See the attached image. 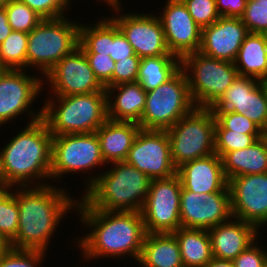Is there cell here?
I'll list each match as a JSON object with an SVG mask.
<instances>
[{
  "label": "cell",
  "instance_id": "6da1fadb",
  "mask_svg": "<svg viewBox=\"0 0 267 267\" xmlns=\"http://www.w3.org/2000/svg\"><path fill=\"white\" fill-rule=\"evenodd\" d=\"M75 211L81 217L80 223L92 229L75 242L82 250L85 263L126 255L138 262L147 234L141 212L103 211L92 208L83 198L78 199Z\"/></svg>",
  "mask_w": 267,
  "mask_h": 267
},
{
  "label": "cell",
  "instance_id": "7a4b0ae2",
  "mask_svg": "<svg viewBox=\"0 0 267 267\" xmlns=\"http://www.w3.org/2000/svg\"><path fill=\"white\" fill-rule=\"evenodd\" d=\"M32 187V188H31ZM63 187L53 185L16 186L19 226L10 242L14 249L46 252L60 220L76 208L77 200Z\"/></svg>",
  "mask_w": 267,
  "mask_h": 267
},
{
  "label": "cell",
  "instance_id": "3957f363",
  "mask_svg": "<svg viewBox=\"0 0 267 267\" xmlns=\"http://www.w3.org/2000/svg\"><path fill=\"white\" fill-rule=\"evenodd\" d=\"M52 137L41 118L0 148V177L5 187L50 184L45 181L51 180Z\"/></svg>",
  "mask_w": 267,
  "mask_h": 267
},
{
  "label": "cell",
  "instance_id": "277c9868",
  "mask_svg": "<svg viewBox=\"0 0 267 267\" xmlns=\"http://www.w3.org/2000/svg\"><path fill=\"white\" fill-rule=\"evenodd\" d=\"M110 166L106 172L84 178L88 181L82 198L92 208L103 211L140 212L151 179L125 161L110 163Z\"/></svg>",
  "mask_w": 267,
  "mask_h": 267
},
{
  "label": "cell",
  "instance_id": "5b68a950",
  "mask_svg": "<svg viewBox=\"0 0 267 267\" xmlns=\"http://www.w3.org/2000/svg\"><path fill=\"white\" fill-rule=\"evenodd\" d=\"M48 94L50 100L42 105V119L52 136L93 133L108 119L106 92L54 98Z\"/></svg>",
  "mask_w": 267,
  "mask_h": 267
},
{
  "label": "cell",
  "instance_id": "8992f818",
  "mask_svg": "<svg viewBox=\"0 0 267 267\" xmlns=\"http://www.w3.org/2000/svg\"><path fill=\"white\" fill-rule=\"evenodd\" d=\"M67 18L43 19L28 33L27 68L35 67L43 79L64 56L79 46L80 22Z\"/></svg>",
  "mask_w": 267,
  "mask_h": 267
},
{
  "label": "cell",
  "instance_id": "52a82bcc",
  "mask_svg": "<svg viewBox=\"0 0 267 267\" xmlns=\"http://www.w3.org/2000/svg\"><path fill=\"white\" fill-rule=\"evenodd\" d=\"M191 99L196 108H211L239 76L234 63L218 60L200 51L181 59Z\"/></svg>",
  "mask_w": 267,
  "mask_h": 267
},
{
  "label": "cell",
  "instance_id": "ba28073f",
  "mask_svg": "<svg viewBox=\"0 0 267 267\" xmlns=\"http://www.w3.org/2000/svg\"><path fill=\"white\" fill-rule=\"evenodd\" d=\"M194 108L187 76L180 68L168 81L146 91L145 107L138 124L144 130H167Z\"/></svg>",
  "mask_w": 267,
  "mask_h": 267
},
{
  "label": "cell",
  "instance_id": "9c48e42d",
  "mask_svg": "<svg viewBox=\"0 0 267 267\" xmlns=\"http://www.w3.org/2000/svg\"><path fill=\"white\" fill-rule=\"evenodd\" d=\"M215 124L216 118L210 108L195 107L166 130L176 168L215 153Z\"/></svg>",
  "mask_w": 267,
  "mask_h": 267
},
{
  "label": "cell",
  "instance_id": "30bf717a",
  "mask_svg": "<svg viewBox=\"0 0 267 267\" xmlns=\"http://www.w3.org/2000/svg\"><path fill=\"white\" fill-rule=\"evenodd\" d=\"M103 165L106 166L96 132L52 137L50 176L54 182L66 173H92L89 170Z\"/></svg>",
  "mask_w": 267,
  "mask_h": 267
},
{
  "label": "cell",
  "instance_id": "8fae6325",
  "mask_svg": "<svg viewBox=\"0 0 267 267\" xmlns=\"http://www.w3.org/2000/svg\"><path fill=\"white\" fill-rule=\"evenodd\" d=\"M182 183L178 174L152 179L141 212L146 233H174L181 227L180 195Z\"/></svg>",
  "mask_w": 267,
  "mask_h": 267
},
{
  "label": "cell",
  "instance_id": "7c38bea8",
  "mask_svg": "<svg viewBox=\"0 0 267 267\" xmlns=\"http://www.w3.org/2000/svg\"><path fill=\"white\" fill-rule=\"evenodd\" d=\"M26 71L5 70L0 75V127L27 112L29 123L42 118V107L38 112L30 107L44 89L45 80L38 75L30 76Z\"/></svg>",
  "mask_w": 267,
  "mask_h": 267
},
{
  "label": "cell",
  "instance_id": "4fadbf2b",
  "mask_svg": "<svg viewBox=\"0 0 267 267\" xmlns=\"http://www.w3.org/2000/svg\"><path fill=\"white\" fill-rule=\"evenodd\" d=\"M106 5L111 7L113 12L114 10L117 12L111 16V19L117 24L140 59L172 54L167 47L163 26L158 15L152 14V12L150 14H137L135 11L133 14L126 12L123 15L121 14L123 12V10L121 11L122 6Z\"/></svg>",
  "mask_w": 267,
  "mask_h": 267
},
{
  "label": "cell",
  "instance_id": "5bb4252c",
  "mask_svg": "<svg viewBox=\"0 0 267 267\" xmlns=\"http://www.w3.org/2000/svg\"><path fill=\"white\" fill-rule=\"evenodd\" d=\"M125 162L145 173L151 180L177 174L166 130L140 129Z\"/></svg>",
  "mask_w": 267,
  "mask_h": 267
},
{
  "label": "cell",
  "instance_id": "9a60e30c",
  "mask_svg": "<svg viewBox=\"0 0 267 267\" xmlns=\"http://www.w3.org/2000/svg\"><path fill=\"white\" fill-rule=\"evenodd\" d=\"M51 94L71 96L92 92H106L99 82L84 52L77 47L71 54L64 56L44 77Z\"/></svg>",
  "mask_w": 267,
  "mask_h": 267
},
{
  "label": "cell",
  "instance_id": "2e32d148",
  "mask_svg": "<svg viewBox=\"0 0 267 267\" xmlns=\"http://www.w3.org/2000/svg\"><path fill=\"white\" fill-rule=\"evenodd\" d=\"M233 218L230 192L196 193L183 186L180 195L181 227L209 230Z\"/></svg>",
  "mask_w": 267,
  "mask_h": 267
},
{
  "label": "cell",
  "instance_id": "e0dca14e",
  "mask_svg": "<svg viewBox=\"0 0 267 267\" xmlns=\"http://www.w3.org/2000/svg\"><path fill=\"white\" fill-rule=\"evenodd\" d=\"M233 218L267 226V173L233 177L228 181Z\"/></svg>",
  "mask_w": 267,
  "mask_h": 267
},
{
  "label": "cell",
  "instance_id": "ac0fdd59",
  "mask_svg": "<svg viewBox=\"0 0 267 267\" xmlns=\"http://www.w3.org/2000/svg\"><path fill=\"white\" fill-rule=\"evenodd\" d=\"M159 19L163 26L167 47L173 55L182 59L197 52L201 45L202 28L189 14L182 0H167Z\"/></svg>",
  "mask_w": 267,
  "mask_h": 267
},
{
  "label": "cell",
  "instance_id": "d6986e66",
  "mask_svg": "<svg viewBox=\"0 0 267 267\" xmlns=\"http://www.w3.org/2000/svg\"><path fill=\"white\" fill-rule=\"evenodd\" d=\"M249 31L240 18L220 17L202 28L199 51L207 56L234 63Z\"/></svg>",
  "mask_w": 267,
  "mask_h": 267
},
{
  "label": "cell",
  "instance_id": "ffe728a7",
  "mask_svg": "<svg viewBox=\"0 0 267 267\" xmlns=\"http://www.w3.org/2000/svg\"><path fill=\"white\" fill-rule=\"evenodd\" d=\"M182 186L196 193L230 192L222 158L216 153L183 163L177 168Z\"/></svg>",
  "mask_w": 267,
  "mask_h": 267
},
{
  "label": "cell",
  "instance_id": "44dd1931",
  "mask_svg": "<svg viewBox=\"0 0 267 267\" xmlns=\"http://www.w3.org/2000/svg\"><path fill=\"white\" fill-rule=\"evenodd\" d=\"M208 232L213 258L225 260H234L260 237V230L254 225L237 218L214 226Z\"/></svg>",
  "mask_w": 267,
  "mask_h": 267
},
{
  "label": "cell",
  "instance_id": "7402d4cb",
  "mask_svg": "<svg viewBox=\"0 0 267 267\" xmlns=\"http://www.w3.org/2000/svg\"><path fill=\"white\" fill-rule=\"evenodd\" d=\"M105 90L108 119L140 122L146 102V91L138 81L106 87ZM116 91L118 92L115 93Z\"/></svg>",
  "mask_w": 267,
  "mask_h": 267
},
{
  "label": "cell",
  "instance_id": "603a6c76",
  "mask_svg": "<svg viewBox=\"0 0 267 267\" xmlns=\"http://www.w3.org/2000/svg\"><path fill=\"white\" fill-rule=\"evenodd\" d=\"M141 127L136 122L107 119L96 130L106 165L125 161Z\"/></svg>",
  "mask_w": 267,
  "mask_h": 267
},
{
  "label": "cell",
  "instance_id": "cb8c5ba5",
  "mask_svg": "<svg viewBox=\"0 0 267 267\" xmlns=\"http://www.w3.org/2000/svg\"><path fill=\"white\" fill-rule=\"evenodd\" d=\"M222 163L228 181L237 176L267 173V134L245 149L226 153Z\"/></svg>",
  "mask_w": 267,
  "mask_h": 267
},
{
  "label": "cell",
  "instance_id": "d4e9b609",
  "mask_svg": "<svg viewBox=\"0 0 267 267\" xmlns=\"http://www.w3.org/2000/svg\"><path fill=\"white\" fill-rule=\"evenodd\" d=\"M137 263L141 267H183L176 237L172 233H147Z\"/></svg>",
  "mask_w": 267,
  "mask_h": 267
},
{
  "label": "cell",
  "instance_id": "484cf974",
  "mask_svg": "<svg viewBox=\"0 0 267 267\" xmlns=\"http://www.w3.org/2000/svg\"><path fill=\"white\" fill-rule=\"evenodd\" d=\"M234 66L239 76L267 80V46L263 34L249 33L246 36Z\"/></svg>",
  "mask_w": 267,
  "mask_h": 267
},
{
  "label": "cell",
  "instance_id": "4316f807",
  "mask_svg": "<svg viewBox=\"0 0 267 267\" xmlns=\"http://www.w3.org/2000/svg\"><path fill=\"white\" fill-rule=\"evenodd\" d=\"M172 234L178 241L183 267H205L213 259L208 230L180 227Z\"/></svg>",
  "mask_w": 267,
  "mask_h": 267
},
{
  "label": "cell",
  "instance_id": "83f0119b",
  "mask_svg": "<svg viewBox=\"0 0 267 267\" xmlns=\"http://www.w3.org/2000/svg\"><path fill=\"white\" fill-rule=\"evenodd\" d=\"M97 21L92 25L80 23L78 47L84 53L110 55L111 41L120 32V29L110 17L104 16L103 19Z\"/></svg>",
  "mask_w": 267,
  "mask_h": 267
},
{
  "label": "cell",
  "instance_id": "f1b7e54d",
  "mask_svg": "<svg viewBox=\"0 0 267 267\" xmlns=\"http://www.w3.org/2000/svg\"><path fill=\"white\" fill-rule=\"evenodd\" d=\"M181 68V59L173 54L140 60L137 81L145 91L159 87Z\"/></svg>",
  "mask_w": 267,
  "mask_h": 267
},
{
  "label": "cell",
  "instance_id": "f546056e",
  "mask_svg": "<svg viewBox=\"0 0 267 267\" xmlns=\"http://www.w3.org/2000/svg\"><path fill=\"white\" fill-rule=\"evenodd\" d=\"M260 82L255 78L238 76L210 109L213 112H236L249 119L250 93Z\"/></svg>",
  "mask_w": 267,
  "mask_h": 267
},
{
  "label": "cell",
  "instance_id": "4dcf8cb0",
  "mask_svg": "<svg viewBox=\"0 0 267 267\" xmlns=\"http://www.w3.org/2000/svg\"><path fill=\"white\" fill-rule=\"evenodd\" d=\"M28 34L11 31L0 44V63L5 70H27Z\"/></svg>",
  "mask_w": 267,
  "mask_h": 267
},
{
  "label": "cell",
  "instance_id": "1f68e13d",
  "mask_svg": "<svg viewBox=\"0 0 267 267\" xmlns=\"http://www.w3.org/2000/svg\"><path fill=\"white\" fill-rule=\"evenodd\" d=\"M13 188L0 191V234L9 242L15 238L19 226V206Z\"/></svg>",
  "mask_w": 267,
  "mask_h": 267
},
{
  "label": "cell",
  "instance_id": "d6a6232c",
  "mask_svg": "<svg viewBox=\"0 0 267 267\" xmlns=\"http://www.w3.org/2000/svg\"><path fill=\"white\" fill-rule=\"evenodd\" d=\"M12 31L30 33L43 18L20 0H10L5 6Z\"/></svg>",
  "mask_w": 267,
  "mask_h": 267
},
{
  "label": "cell",
  "instance_id": "836d02e7",
  "mask_svg": "<svg viewBox=\"0 0 267 267\" xmlns=\"http://www.w3.org/2000/svg\"><path fill=\"white\" fill-rule=\"evenodd\" d=\"M265 134H242L231 130H215V153L222 158L226 153L251 146Z\"/></svg>",
  "mask_w": 267,
  "mask_h": 267
},
{
  "label": "cell",
  "instance_id": "e575fe53",
  "mask_svg": "<svg viewBox=\"0 0 267 267\" xmlns=\"http://www.w3.org/2000/svg\"><path fill=\"white\" fill-rule=\"evenodd\" d=\"M216 118L215 130H231L242 134H265L254 122L243 114L232 111L213 112Z\"/></svg>",
  "mask_w": 267,
  "mask_h": 267
},
{
  "label": "cell",
  "instance_id": "d590c367",
  "mask_svg": "<svg viewBox=\"0 0 267 267\" xmlns=\"http://www.w3.org/2000/svg\"><path fill=\"white\" fill-rule=\"evenodd\" d=\"M240 19L249 33L263 34L267 31V0H248Z\"/></svg>",
  "mask_w": 267,
  "mask_h": 267
},
{
  "label": "cell",
  "instance_id": "8d00e7d4",
  "mask_svg": "<svg viewBox=\"0 0 267 267\" xmlns=\"http://www.w3.org/2000/svg\"><path fill=\"white\" fill-rule=\"evenodd\" d=\"M46 252L10 248L0 257V267H37L44 263Z\"/></svg>",
  "mask_w": 267,
  "mask_h": 267
},
{
  "label": "cell",
  "instance_id": "74e56055",
  "mask_svg": "<svg viewBox=\"0 0 267 267\" xmlns=\"http://www.w3.org/2000/svg\"><path fill=\"white\" fill-rule=\"evenodd\" d=\"M195 23L201 28L210 26L221 16L216 0H182Z\"/></svg>",
  "mask_w": 267,
  "mask_h": 267
},
{
  "label": "cell",
  "instance_id": "f35d334b",
  "mask_svg": "<svg viewBox=\"0 0 267 267\" xmlns=\"http://www.w3.org/2000/svg\"><path fill=\"white\" fill-rule=\"evenodd\" d=\"M249 120L267 134V103L264 95V81L250 93Z\"/></svg>",
  "mask_w": 267,
  "mask_h": 267
},
{
  "label": "cell",
  "instance_id": "ab89813d",
  "mask_svg": "<svg viewBox=\"0 0 267 267\" xmlns=\"http://www.w3.org/2000/svg\"><path fill=\"white\" fill-rule=\"evenodd\" d=\"M93 73L106 88L113 86V70L115 61L109 55L99 53H84Z\"/></svg>",
  "mask_w": 267,
  "mask_h": 267
},
{
  "label": "cell",
  "instance_id": "60d3db41",
  "mask_svg": "<svg viewBox=\"0 0 267 267\" xmlns=\"http://www.w3.org/2000/svg\"><path fill=\"white\" fill-rule=\"evenodd\" d=\"M39 14L43 19H56L67 14L71 0H20ZM73 1V0H72Z\"/></svg>",
  "mask_w": 267,
  "mask_h": 267
},
{
  "label": "cell",
  "instance_id": "b9f144b4",
  "mask_svg": "<svg viewBox=\"0 0 267 267\" xmlns=\"http://www.w3.org/2000/svg\"><path fill=\"white\" fill-rule=\"evenodd\" d=\"M140 58L135 54L126 59L115 62L113 70V86L121 83L136 82Z\"/></svg>",
  "mask_w": 267,
  "mask_h": 267
},
{
  "label": "cell",
  "instance_id": "7bdbcfd3",
  "mask_svg": "<svg viewBox=\"0 0 267 267\" xmlns=\"http://www.w3.org/2000/svg\"><path fill=\"white\" fill-rule=\"evenodd\" d=\"M256 241L242 251L234 260V267H265L267 265V251Z\"/></svg>",
  "mask_w": 267,
  "mask_h": 267
},
{
  "label": "cell",
  "instance_id": "ee69618b",
  "mask_svg": "<svg viewBox=\"0 0 267 267\" xmlns=\"http://www.w3.org/2000/svg\"><path fill=\"white\" fill-rule=\"evenodd\" d=\"M135 52L133 47L127 41L126 37L120 31L111 41L110 57L118 62L119 60L126 59L127 57L134 56Z\"/></svg>",
  "mask_w": 267,
  "mask_h": 267
},
{
  "label": "cell",
  "instance_id": "f6af8a7d",
  "mask_svg": "<svg viewBox=\"0 0 267 267\" xmlns=\"http://www.w3.org/2000/svg\"><path fill=\"white\" fill-rule=\"evenodd\" d=\"M248 0H216L217 10L221 17L240 18Z\"/></svg>",
  "mask_w": 267,
  "mask_h": 267
},
{
  "label": "cell",
  "instance_id": "bcb514c9",
  "mask_svg": "<svg viewBox=\"0 0 267 267\" xmlns=\"http://www.w3.org/2000/svg\"><path fill=\"white\" fill-rule=\"evenodd\" d=\"M11 31L12 28L8 23V17L5 8H0V44L6 39Z\"/></svg>",
  "mask_w": 267,
  "mask_h": 267
},
{
  "label": "cell",
  "instance_id": "7dc6e473",
  "mask_svg": "<svg viewBox=\"0 0 267 267\" xmlns=\"http://www.w3.org/2000/svg\"><path fill=\"white\" fill-rule=\"evenodd\" d=\"M205 267H234L232 260L213 258Z\"/></svg>",
  "mask_w": 267,
  "mask_h": 267
},
{
  "label": "cell",
  "instance_id": "c3c4849f",
  "mask_svg": "<svg viewBox=\"0 0 267 267\" xmlns=\"http://www.w3.org/2000/svg\"><path fill=\"white\" fill-rule=\"evenodd\" d=\"M11 248L10 242L0 234V257Z\"/></svg>",
  "mask_w": 267,
  "mask_h": 267
},
{
  "label": "cell",
  "instance_id": "681fc988",
  "mask_svg": "<svg viewBox=\"0 0 267 267\" xmlns=\"http://www.w3.org/2000/svg\"><path fill=\"white\" fill-rule=\"evenodd\" d=\"M105 4L120 5L122 2L120 0H106Z\"/></svg>",
  "mask_w": 267,
  "mask_h": 267
},
{
  "label": "cell",
  "instance_id": "f907efd6",
  "mask_svg": "<svg viewBox=\"0 0 267 267\" xmlns=\"http://www.w3.org/2000/svg\"><path fill=\"white\" fill-rule=\"evenodd\" d=\"M264 95H265L266 103H267V80L264 81Z\"/></svg>",
  "mask_w": 267,
  "mask_h": 267
},
{
  "label": "cell",
  "instance_id": "816d5d0a",
  "mask_svg": "<svg viewBox=\"0 0 267 267\" xmlns=\"http://www.w3.org/2000/svg\"><path fill=\"white\" fill-rule=\"evenodd\" d=\"M10 0H0V8H3Z\"/></svg>",
  "mask_w": 267,
  "mask_h": 267
},
{
  "label": "cell",
  "instance_id": "f5cc1de1",
  "mask_svg": "<svg viewBox=\"0 0 267 267\" xmlns=\"http://www.w3.org/2000/svg\"><path fill=\"white\" fill-rule=\"evenodd\" d=\"M5 185L3 184L2 180H1V177H0V191L5 189Z\"/></svg>",
  "mask_w": 267,
  "mask_h": 267
},
{
  "label": "cell",
  "instance_id": "db71d44e",
  "mask_svg": "<svg viewBox=\"0 0 267 267\" xmlns=\"http://www.w3.org/2000/svg\"><path fill=\"white\" fill-rule=\"evenodd\" d=\"M263 36H264V38H265L266 46H267V31H265V32L263 33Z\"/></svg>",
  "mask_w": 267,
  "mask_h": 267
},
{
  "label": "cell",
  "instance_id": "11a10c76",
  "mask_svg": "<svg viewBox=\"0 0 267 267\" xmlns=\"http://www.w3.org/2000/svg\"><path fill=\"white\" fill-rule=\"evenodd\" d=\"M5 71V69L3 68V66L0 63V75Z\"/></svg>",
  "mask_w": 267,
  "mask_h": 267
}]
</instances>
